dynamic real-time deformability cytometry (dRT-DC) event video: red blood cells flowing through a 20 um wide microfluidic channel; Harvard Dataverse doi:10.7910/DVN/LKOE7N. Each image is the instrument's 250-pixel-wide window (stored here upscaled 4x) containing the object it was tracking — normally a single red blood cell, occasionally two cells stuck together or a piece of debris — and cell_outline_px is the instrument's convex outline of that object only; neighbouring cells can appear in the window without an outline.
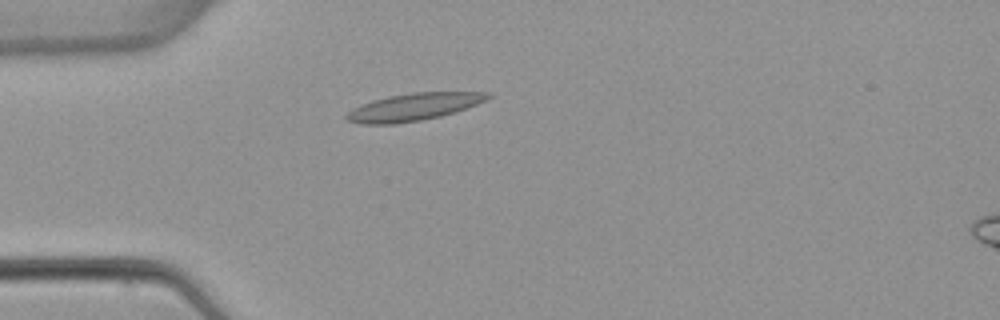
{"species": "common noctule bat (a hibernating species)", "species_latin": "Nyctalus noctula", "temperature_condition": "warm", "stored_images_in_passage": 5, "camera_frame_rate_fps": 3000, "um_per_image_px": 0.085, "animal": {"sex": "female", "body_mass_g": 22.7, "forearm_length_mm": 54.2}, "frame": {"image": 1, "passage_image": 4, "time_ms": 3.667, "image_size_px": [1000, 320], "cell_outline_px": [[492, 96], [476, 104], [440, 116], [420, 120], [396, 124], [360, 124], [348, 120], [344, 116], [352, 108], [372, 100], [388, 96], [412, 92], [488, 92]], "centroid_in_image_um": [35.09, 9.09], "position_along_channel_um": 49.9, "area_um2": 22.25}}